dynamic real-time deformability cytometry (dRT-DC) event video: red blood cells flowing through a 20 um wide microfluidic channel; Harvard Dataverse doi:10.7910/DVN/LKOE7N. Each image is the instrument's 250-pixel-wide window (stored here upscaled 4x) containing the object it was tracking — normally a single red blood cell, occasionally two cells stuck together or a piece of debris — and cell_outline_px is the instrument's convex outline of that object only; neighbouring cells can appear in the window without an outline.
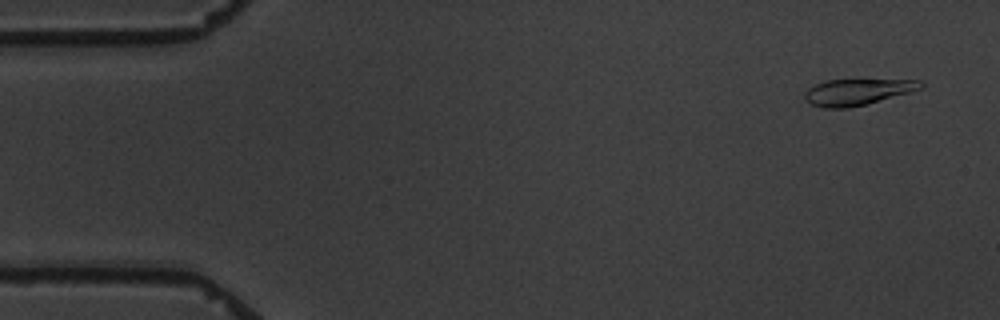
{"species": "common noctule bat (a hibernating species)", "species_latin": "Nyctalus noctula", "temperature_condition": "warm", "stored_images_in_passage": 5, "camera_frame_rate_fps": 3000, "um_per_image_px": 0.085, "animal": {"sex": "male", "body_mass_g": 19.5, "forearm_length_mm": 54.6}, "frame": {"image": 1, "passage_image": 1, "time_ms": 0.0, "image_size_px": [1000, 320], "cell_outline_px": [[924, 84], [920, 88], [912, 92], [848, 108], [824, 108], [812, 104], [804, 100], [804, 92], [808, 88], [824, 80], [920, 80]], "centroid_in_image_um": [72.83, 7.81], "position_along_channel_um": 12.2, "area_um2": 17.57}}
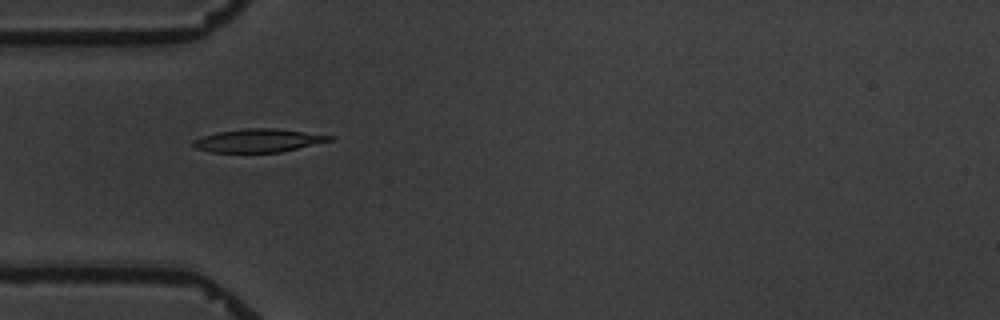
{"frame": {"image": 2, "passage_image": 5, "time_ms": 4.667, "image_size_px": [1000, 320], "cell_outline_px": [[336, 136], [332, 140], [280, 152], [212, 152], [196, 148], [192, 144], [192, 140], [204, 136], [220, 132], [244, 128], [276, 128]], "centroid_in_image_um": [21.98, 11.94], "position_along_channel_um": 63.0, "area_um2": 18.26}}